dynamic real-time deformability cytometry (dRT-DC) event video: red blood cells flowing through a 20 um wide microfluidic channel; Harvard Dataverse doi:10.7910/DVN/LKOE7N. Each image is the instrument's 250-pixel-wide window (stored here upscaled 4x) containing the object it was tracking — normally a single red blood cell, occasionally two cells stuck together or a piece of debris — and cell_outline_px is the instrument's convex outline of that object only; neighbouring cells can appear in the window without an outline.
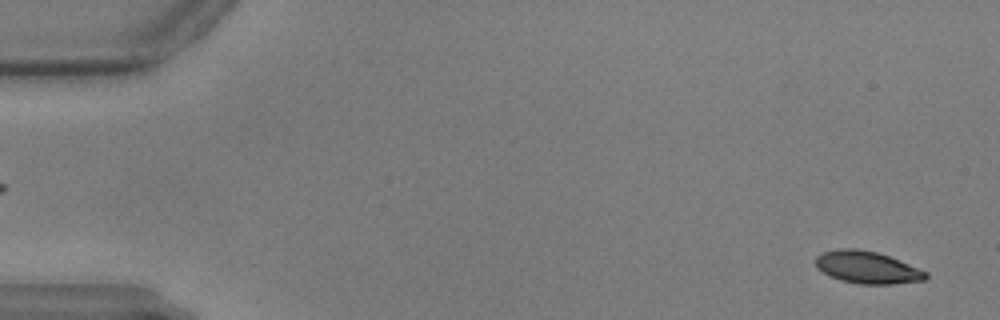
{"species": "common noctule bat (a hibernating species)", "species_latin": "Nyctalus noctula", "temperature_condition": "warm", "stored_images_in_passage": 60, "segment_of_instrument_passage": [1, 2], "camera_frame_rate_fps": 3000, "um_per_image_px": 0.085, "animal": {"sex": "male", "body_mass_g": 17.9, "forearm_length_mm": 54.2}, "frame": {"image": 1, "passage_image": 3, "time_ms": 0.667, "image_size_px": [1000, 320], "cell_outline_px": [[928, 276], [924, 280], [892, 284], [860, 284], [840, 280], [816, 268], [816, 256], [824, 252], [840, 248], [856, 248], [876, 252], [888, 256], [928, 272]], "centroid_in_image_um": [73.71, 22.73], "position_along_channel_um": 11.3, "area_um2": 20.46}}
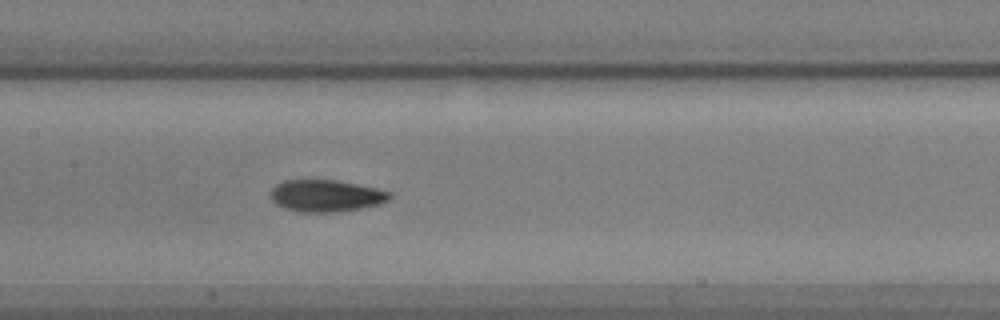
{"frame": {"image": 2, "passage_image": 29, "time_ms": 9.333, "image_size_px": [1000, 320], "cell_outline_px": [[392, 196], [388, 200], [380, 204], [360, 208], [336, 212], [300, 212], [284, 208], [276, 204], [272, 200], [272, 188], [276, 184], [284, 180], [336, 180], [376, 188], [392, 192]], "centroid_in_image_um": [27.72, 16.64], "position_along_channel_um": 179.7, "area_um2": 22.08}}
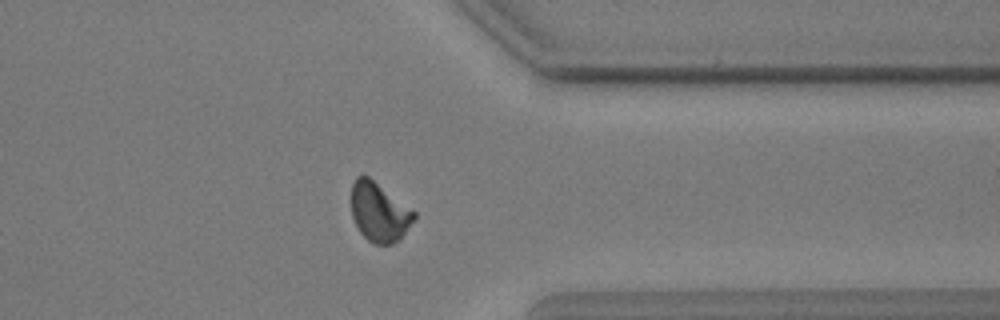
{"frame": {"image": 3, "passage_image": 47, "time_ms": 15.333, "image_size_px": [1000, 320], "cell_outline_px": [[416, 216], [400, 240], [392, 244], [372, 244], [360, 232], [352, 216], [352, 184], [356, 176], [368, 176], [416, 212]], "centroid_in_image_um": [32.23, 18.04], "position_along_channel_um": 379.2, "area_um2": 21.44}}